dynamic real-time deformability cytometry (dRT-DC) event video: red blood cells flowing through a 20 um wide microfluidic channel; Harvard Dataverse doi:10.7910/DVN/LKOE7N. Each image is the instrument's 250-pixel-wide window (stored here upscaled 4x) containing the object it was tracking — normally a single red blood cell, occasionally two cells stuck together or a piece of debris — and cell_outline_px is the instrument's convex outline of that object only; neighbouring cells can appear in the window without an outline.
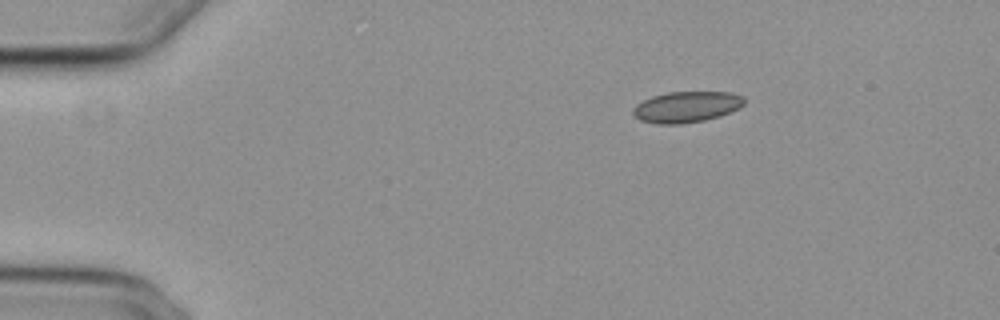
{"species": "common noctule bat (a hibernating species)", "species_latin": "Nyctalus noctula", "temperature_condition": "cold", "stored_images_in_passage": 47, "camera_frame_rate_fps": 3000, "um_per_image_px": 0.085, "animal": {"sex": "female", "body_mass_g": 29.2, "forearm_length_mm": 56.3}, "frame": {"image": 1, "passage_image": 1, "time_ms": 0.0, "image_size_px": [1000, 320], "cell_outline_px": [[744, 104], [740, 108], [720, 116], [704, 120], [680, 124], [656, 124], [640, 120], [632, 112], [632, 108], [636, 104], [652, 96], [668, 92], [732, 92], [744, 96]], "centroid_in_image_um": [58.37, 9.08], "position_along_channel_um": 26.6, "area_um2": 20.17}}
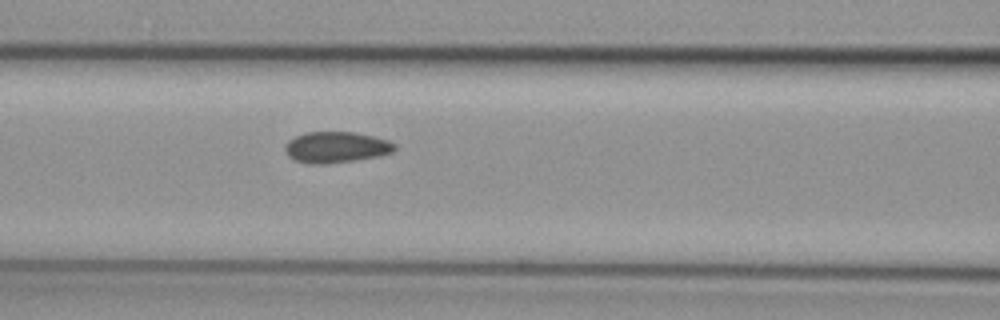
{"frame": {"image": 2, "passage_image": 16, "time_ms": 5.0, "image_size_px": [1000, 320], "cell_outline_px": [[396, 148], [392, 152], [380, 156], [324, 164], [308, 164], [296, 160], [288, 156], [284, 152], [284, 144], [288, 140], [304, 132], [356, 132], [388, 140], [396, 144]], "centroid_in_image_um": [28.54, 12.51], "position_along_channel_um": 138.1, "area_um2": 19.94}}
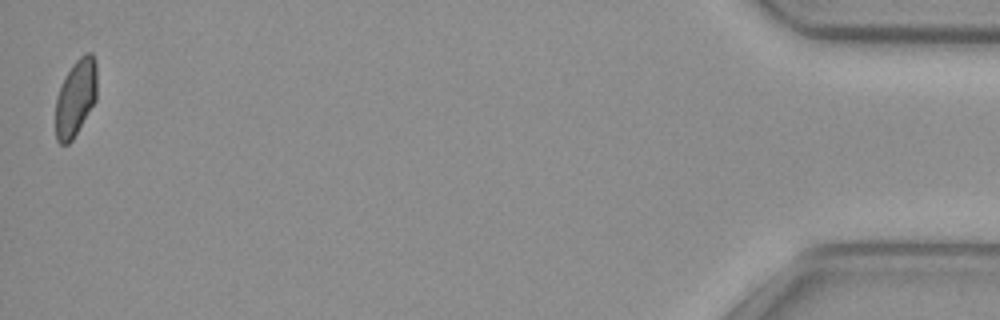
{"frame": {"image": 3, "passage_image": 47, "time_ms": 15.333, "image_size_px": [1000, 320], "cell_outline_px": [[96, 100], [72, 140], [68, 144], [60, 144], [56, 140], [56, 96], [72, 64], [84, 52], [92, 52], [96, 60]], "centroid_in_image_um": [6.44, 8.29], "position_along_channel_um": 428.8, "area_um2": 18.44}, "authors_computed_cell_mechanics": {"area_um2": 19.652, "velocity_mm_per_s": 3.7216, "shape_relaxation_time_tau1_ms": null, "shape_relaxation_time_tau2_ms": 1.017, "deformation_change_tau1": null, "deformation_change_tau2": 0.0531}}